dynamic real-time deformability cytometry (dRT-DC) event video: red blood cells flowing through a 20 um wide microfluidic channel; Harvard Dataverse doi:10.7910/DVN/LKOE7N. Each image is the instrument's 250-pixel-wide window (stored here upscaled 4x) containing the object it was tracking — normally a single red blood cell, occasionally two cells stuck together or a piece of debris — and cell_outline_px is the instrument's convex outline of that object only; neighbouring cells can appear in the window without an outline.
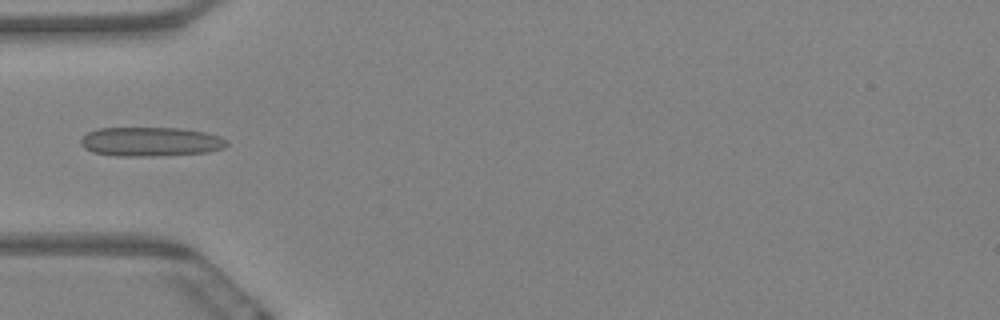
{"species": "Egyptian fruit bat (a non-hibernating species)", "species_latin": "Rousettus aegyptiacus", "temperature_condition": "warm", "stored_images_in_passage": 6, "camera_frame_rate_fps": 3000, "um_per_image_px": 0.085, "animal": {"sex": "female"}, "frame": {"image": 1, "passage_image": 3, "time_ms": 0.667, "image_size_px": [1000, 320], "cell_outline_px": [[228, 144], [224, 148], [208, 152], [160, 156], [116, 156], [92, 152], [84, 148], [80, 144], [80, 140], [88, 132], [96, 128], [180, 128], [204, 132], [220, 136]], "centroid_in_image_um": [12.78, 12.05], "position_along_channel_um": 72.2, "area_um2": 24.97}}
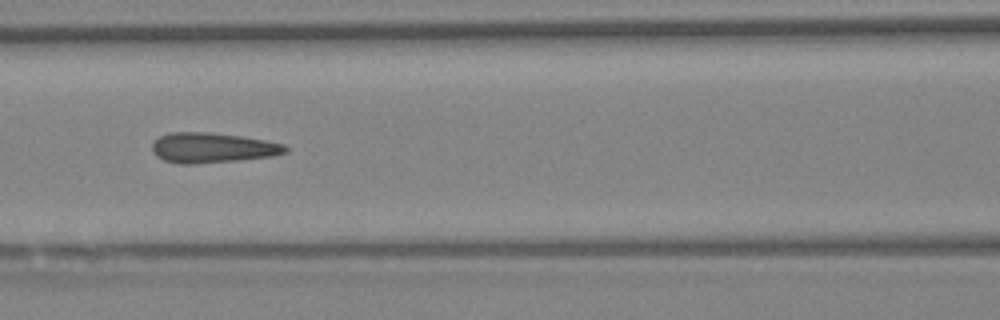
{"frame": {"image": 2, "passage_image": 5, "time_ms": 1.333, "image_size_px": [1000, 320], "cell_outline_px": [[288, 152], [272, 156], [236, 160], [192, 164], [180, 164], [164, 160], [156, 156], [152, 152], [152, 144], [160, 136], [168, 132], [208, 132], [240, 136], [264, 140], [284, 144], [288, 148]], "centroid_in_image_um": [18.03, 12.56], "position_along_channel_um": 148.6, "area_um2": 23.29}}
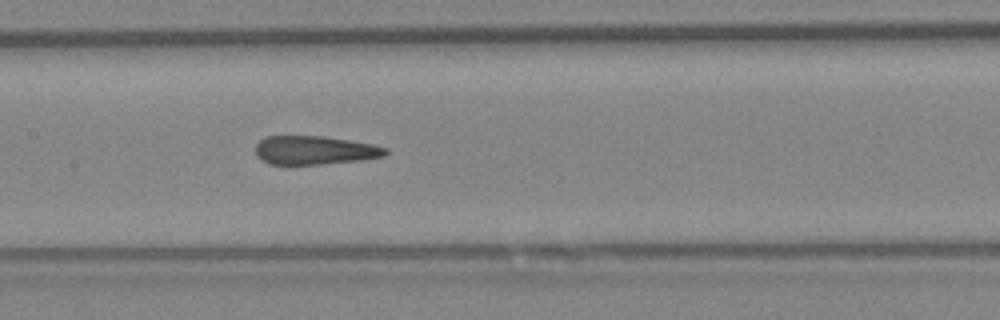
{"frame": {"image": 3, "passage_image": 6, "time_ms": 1.667, "image_size_px": [1000, 320], "cell_outline_px": [[388, 152], [384, 156], [360, 160], [324, 164], [268, 164], [260, 160], [256, 156], [256, 144], [264, 136], [324, 136], [372, 144], [388, 148]], "centroid_in_image_um": [26.72, 12.77], "position_along_channel_um": 180.7, "area_um2": 21.79}}